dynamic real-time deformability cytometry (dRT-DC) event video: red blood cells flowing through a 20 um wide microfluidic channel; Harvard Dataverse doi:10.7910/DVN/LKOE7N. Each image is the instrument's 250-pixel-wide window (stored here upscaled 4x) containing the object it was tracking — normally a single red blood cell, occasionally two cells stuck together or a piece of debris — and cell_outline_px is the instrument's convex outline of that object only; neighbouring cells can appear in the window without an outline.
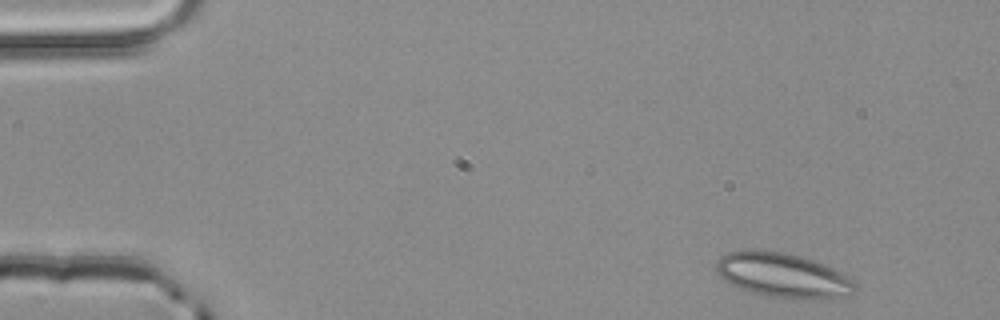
{"species": "common noctule bat (a hibernating species)", "species_latin": "Nyctalus noctula", "temperature_condition": "room temperature", "stored_images_in_passage": 3, "camera_frame_rate_fps": 3000, "um_per_image_px": 0.085, "animal": {"sex": "male", "body_mass_g": 20.4}, "frame": {"image": 1, "passage_image": 1, "time_ms": 0.0, "image_size_px": [1000, 320], "cell_outline_px": [[856, 292], [848, 296], [836, 300], [804, 300], [768, 296], [748, 292], [732, 284], [720, 276], [716, 272], [716, 264], [720, 256], [728, 252], [748, 248], [784, 252], [800, 256], [824, 264], [840, 272], [852, 280], [856, 284]], "centroid_in_image_um": [66.58, 23.42], "position_along_channel_um": 18.4, "area_um2": 36.82}}